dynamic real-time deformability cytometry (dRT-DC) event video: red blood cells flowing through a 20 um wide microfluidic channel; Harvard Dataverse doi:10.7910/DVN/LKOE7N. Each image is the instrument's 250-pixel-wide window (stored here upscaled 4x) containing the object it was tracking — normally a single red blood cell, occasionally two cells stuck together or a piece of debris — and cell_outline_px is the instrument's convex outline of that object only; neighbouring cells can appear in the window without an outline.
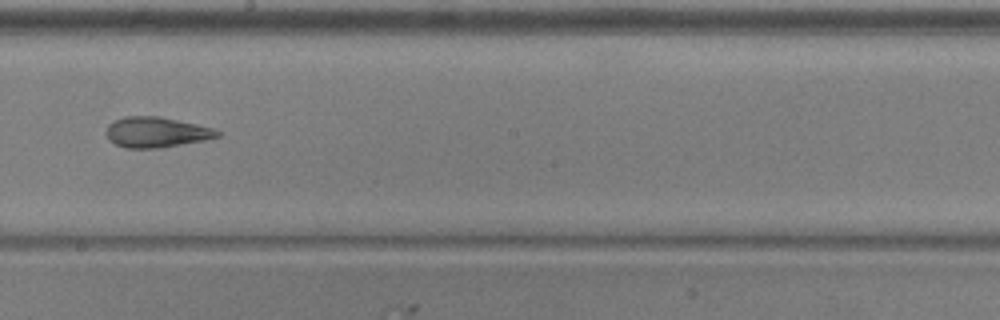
{"species": "common noctule bat (a hibernating species)", "species_latin": "Nyctalus noctula", "temperature_condition": "warm", "stored_images_in_passage": 20, "camera_frame_rate_fps": 3000, "um_per_image_px": 0.085, "animal": {"sex": "male", "body_mass_g": 20.5, "forearm_length_mm": 52.5}, "frame": {"image": 1, "passage_image": 14, "time_ms": 4.333, "image_size_px": [1000, 320], "cell_outline_px": [[220, 136], [204, 140], [160, 148], [124, 148], [108, 140], [104, 132], [108, 124], [124, 116], [160, 116], [196, 124], [212, 128], [220, 132]], "centroid_in_image_um": [13.23, 11.24], "position_along_channel_um": 235.0, "area_um2": 19.77}}